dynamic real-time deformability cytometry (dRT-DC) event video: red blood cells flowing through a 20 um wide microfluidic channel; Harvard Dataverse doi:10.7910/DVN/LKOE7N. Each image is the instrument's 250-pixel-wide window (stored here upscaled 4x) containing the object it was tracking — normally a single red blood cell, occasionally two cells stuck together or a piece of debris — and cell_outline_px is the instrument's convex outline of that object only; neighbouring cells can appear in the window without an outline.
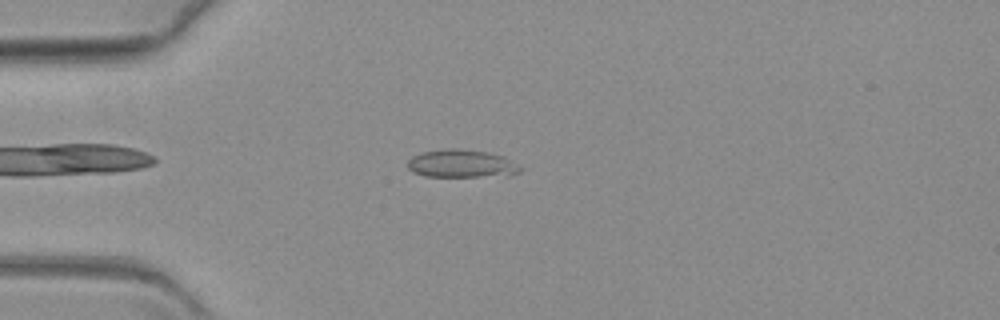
{"species": "common noctule bat (a hibernating species)", "species_latin": "Nyctalus noctula", "temperature_condition": "warm", "stored_images_in_passage": 44, "camera_frame_rate_fps": 3000, "um_per_image_px": 0.085, "animal": {"sex": "female", "body_mass_g": 19.3, "forearm_length_mm": 54.1}, "frame": {"image": 1, "passage_image": 6, "time_ms": 1.667, "image_size_px": [1000, 320], "cell_outline_px": [[524, 168], [520, 172], [508, 176], [424, 176], [412, 172], [408, 168], [408, 160], [412, 156], [420, 152], [444, 148], [460, 148], [488, 152], [504, 156]], "centroid_in_image_um": [39.25, 13.9], "position_along_channel_um": 45.8, "area_um2": 18.67}}
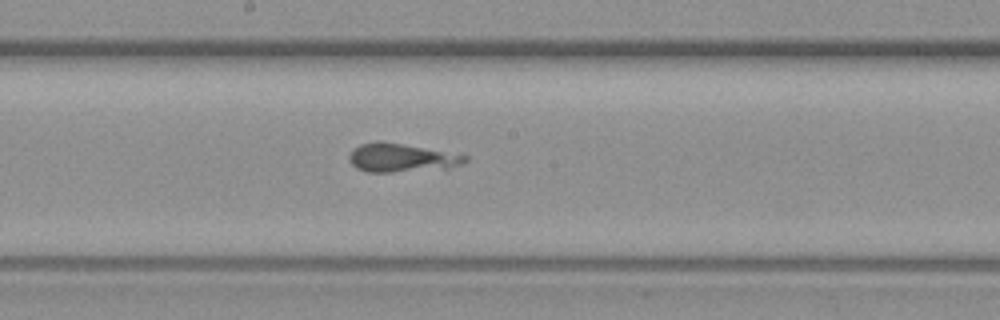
{"frame": {"image": 2, "passage_image": 23, "time_ms": 7.333, "image_size_px": [1000, 320], "cell_outline_px": [[468, 160], [464, 164], [448, 168], [392, 172], [368, 172], [356, 168], [348, 160], [348, 156], [360, 144], [376, 140], [380, 140], [468, 156]], "centroid_in_image_um": [34.09, 13.41], "position_along_channel_um": 214.1, "area_um2": 19.13}}
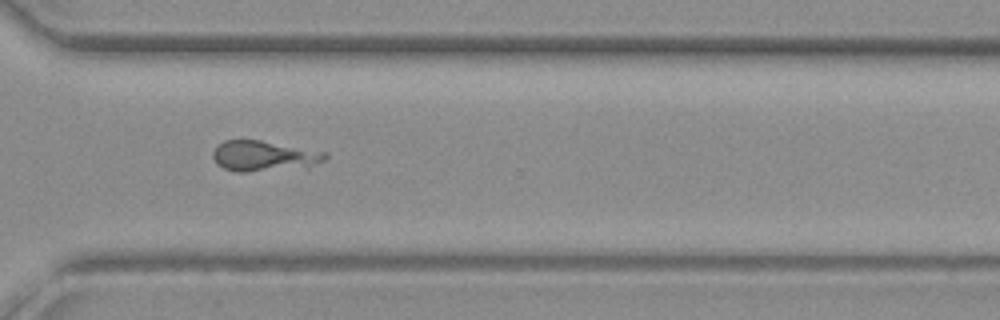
{"frame": {"image": 3, "passage_image": 35, "time_ms": 11.333, "image_size_px": [1000, 320], "cell_outline_px": [[328, 156], [324, 160], [308, 168], [248, 172], [236, 172], [224, 168], [216, 164], [212, 156], [212, 152], [224, 140], [260, 140], [328, 152]], "centroid_in_image_um": [22.47, 13.28], "position_along_channel_um": 348.1, "area_um2": 20.29}}